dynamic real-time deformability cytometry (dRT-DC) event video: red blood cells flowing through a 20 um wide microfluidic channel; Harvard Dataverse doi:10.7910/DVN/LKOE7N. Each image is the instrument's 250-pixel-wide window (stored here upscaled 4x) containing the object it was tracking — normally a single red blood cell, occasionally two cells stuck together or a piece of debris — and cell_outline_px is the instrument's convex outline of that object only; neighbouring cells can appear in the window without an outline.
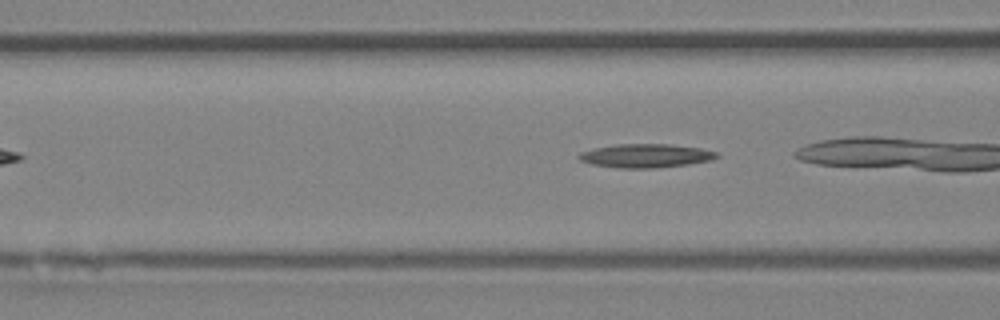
{"species": "Egyptian fruit bat (a non-hibernating species)", "species_latin": "Rousettus aegyptiacus", "temperature_condition": "room temperature", "stored_images_in_passage": 5, "segment_of_instrument_passage": [2, 2], "camera_frame_rate_fps": 3000, "um_per_image_px": 0.085, "animal": {"sex": "female"}, "frame": {"image": 1, "passage_image": 5, "time_ms": 5.333, "image_size_px": [1000, 320], "cell_outline_px": [[720, 156], [712, 160], [688, 164], [656, 168], [620, 168], [592, 164], [580, 160], [576, 156], [580, 152], [592, 148], [616, 144], [668, 144], [700, 148], [716, 152]], "centroid_in_image_um": [54.86, 13.23], "position_along_channel_um": 111.7, "area_um2": 19.07}}